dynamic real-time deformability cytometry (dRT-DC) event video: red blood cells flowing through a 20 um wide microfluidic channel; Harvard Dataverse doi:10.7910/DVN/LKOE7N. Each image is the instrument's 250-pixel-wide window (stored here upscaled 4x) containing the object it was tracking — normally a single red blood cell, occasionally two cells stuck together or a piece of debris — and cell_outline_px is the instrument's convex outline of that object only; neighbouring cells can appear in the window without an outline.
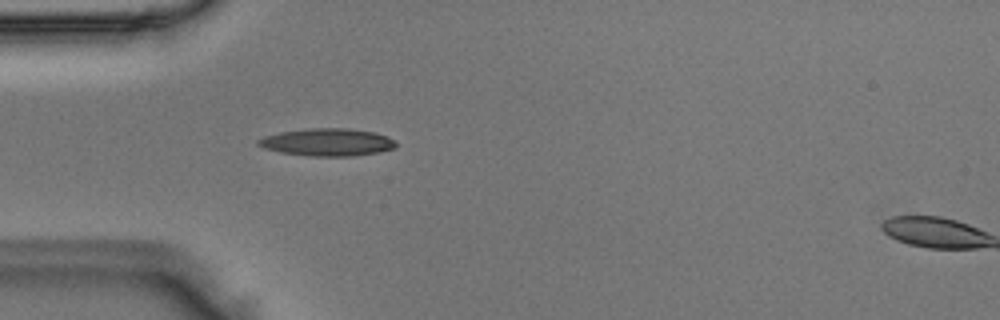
{"species": "Egyptian fruit bat (a non-hibernating species)", "species_latin": "Rousettus aegyptiacus", "temperature_condition": "room temperature", "stored_images_in_passage": 2, "camera_frame_rate_fps": 3000, "um_per_image_px": 0.085, "animal": {"sex": "male"}, "frame": {"image": 1, "passage_image": 1, "time_ms": 0.0, "image_size_px": [1000, 320], "cell_outline_px": [[396, 148], [380, 152], [352, 156], [312, 156], [280, 152], [264, 148], [256, 144], [256, 140], [264, 136], [280, 132], [312, 128], [348, 128], [376, 132], [388, 136], [396, 144]], "centroid_in_image_um": [27.83, 12.08], "position_along_channel_um": 57.2, "area_um2": 22.14}}